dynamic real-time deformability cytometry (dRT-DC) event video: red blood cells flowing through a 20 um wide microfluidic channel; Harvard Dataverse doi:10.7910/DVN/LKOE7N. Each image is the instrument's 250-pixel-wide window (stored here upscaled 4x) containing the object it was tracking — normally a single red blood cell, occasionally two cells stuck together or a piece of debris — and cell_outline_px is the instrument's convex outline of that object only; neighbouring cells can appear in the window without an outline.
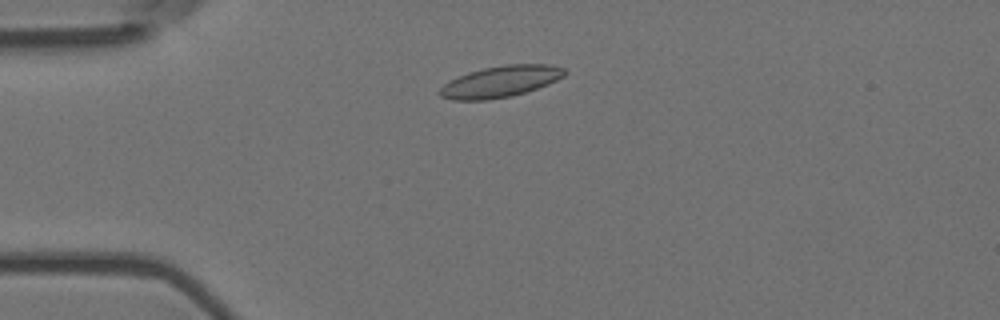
{"species": "Egyptian fruit bat (a non-hibernating species)", "species_latin": "Rousettus aegyptiacus", "temperature_condition": "room temperature", "stored_images_in_passage": 51, "camera_frame_rate_fps": 3000, "um_per_image_px": 0.085, "animal": {"sex": "female"}, "frame": {"image": 1, "passage_image": 9, "time_ms": 2.667, "image_size_px": [1000, 320], "cell_outline_px": [[568, 72], [564, 76], [548, 84], [512, 96], [488, 100], [452, 100], [440, 96], [436, 92], [448, 80], [468, 72], [484, 68], [508, 64], [548, 64], [564, 68]], "centroid_in_image_um": [42.51, 6.93], "position_along_channel_um": 42.5, "area_um2": 22.89}}
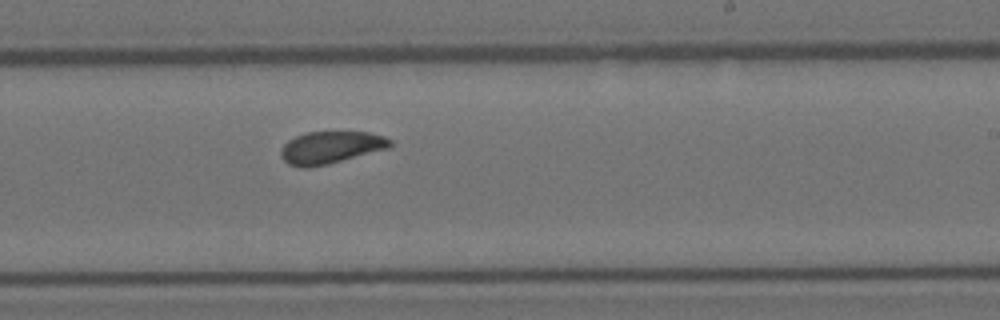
{"frame": {"image": 2, "passage_image": 29, "time_ms": 9.333, "image_size_px": [1000, 320], "cell_outline_px": [[392, 144], [388, 148], [328, 164], [304, 168], [288, 164], [280, 156], [280, 152], [284, 144], [288, 140], [296, 136], [308, 132], [368, 132], [384, 136], [392, 140]], "centroid_in_image_um": [28.1, 12.53], "position_along_channel_um": 260.9, "area_um2": 20.4}}
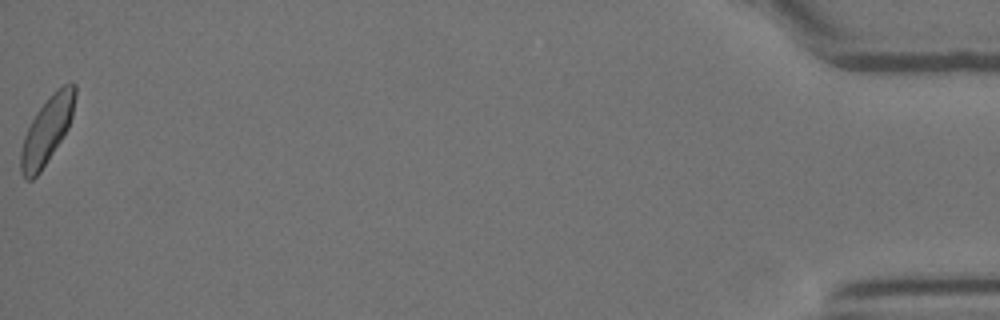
{"frame": {"image": 3, "passage_image": 51, "time_ms": 16.667, "image_size_px": [1000, 320], "cell_outline_px": [[76, 96], [72, 116], [68, 128], [40, 172], [32, 180], [28, 180], [20, 172], [20, 152], [24, 136], [36, 112], [48, 96], [52, 92], [64, 84], [72, 80], [76, 84]], "centroid_in_image_um": [4.0, 11.02], "position_along_channel_um": 431.2, "area_um2": 21.1}, "authors_computed_cell_mechanics": {"area_um2": 21.1548, "velocity_mm_per_s": 3.6589, "shape_relaxation_time_tau1_ms": 2.9312, "shape_relaxation_time_tau2_ms": 1.8544, "deformation_change_tau1": 0.0926, "deformation_change_tau2": 0.0682}}